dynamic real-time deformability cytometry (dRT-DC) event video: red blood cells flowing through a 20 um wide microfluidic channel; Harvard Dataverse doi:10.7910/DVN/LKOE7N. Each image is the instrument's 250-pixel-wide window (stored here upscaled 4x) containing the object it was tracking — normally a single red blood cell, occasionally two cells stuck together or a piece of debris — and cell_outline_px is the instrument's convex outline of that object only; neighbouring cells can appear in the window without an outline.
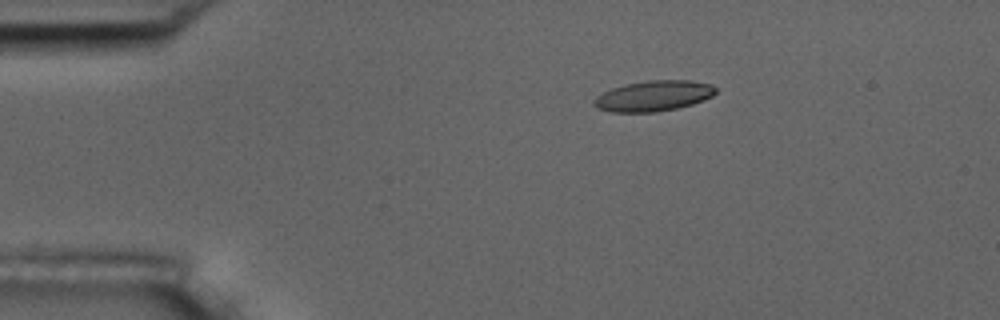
{"species": "common noctule bat (a hibernating species)", "species_latin": "Nyctalus noctula", "temperature_condition": "room temperature", "stored_images_in_passage": 2, "camera_frame_rate_fps": 3000, "um_per_image_px": 0.085, "animal": {"sex": "male", "body_mass_g": 17.5, "forearm_length_mm": 52.3}, "frame": {"image": 1, "passage_image": 2, "time_ms": 2.0, "image_size_px": [1000, 320], "cell_outline_px": [[716, 92], [712, 96], [704, 100], [692, 104], [676, 108], [656, 112], [612, 112], [596, 108], [592, 104], [592, 100], [596, 96], [612, 88], [624, 84], [648, 80], [692, 80], [712, 84], [716, 88]], "centroid_in_image_um": [55.54, 8.15], "position_along_channel_um": 29.5, "area_um2": 21.85}}